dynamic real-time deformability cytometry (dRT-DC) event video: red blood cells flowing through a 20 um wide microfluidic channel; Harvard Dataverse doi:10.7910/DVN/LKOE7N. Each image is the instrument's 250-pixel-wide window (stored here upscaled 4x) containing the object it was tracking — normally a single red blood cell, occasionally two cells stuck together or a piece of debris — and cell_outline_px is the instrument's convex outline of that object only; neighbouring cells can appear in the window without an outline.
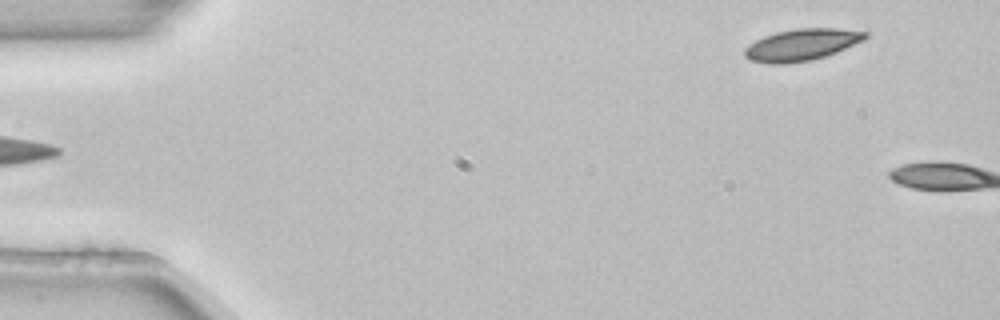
{"species": "common noctule bat (a hibernating species)", "species_latin": "Nyctalus noctula", "temperature_condition": "room temperature", "stored_images_in_passage": 4, "segment_of_instrument_passage": [2, 2], "camera_frame_rate_fps": 3000, "um_per_image_px": 0.085, "animal": {"sex": "female", "body_mass_g": 22.7, "forearm_length_mm": 54.2}, "frame": {"image": 1, "passage_image": 4, "time_ms": 1.0, "image_size_px": [1000, 320], "cell_outline_px": [[868, 36], [864, 40], [836, 52], [812, 60], [784, 64], [768, 64], [748, 60], [744, 56], [744, 48], [756, 40], [764, 36], [776, 32], [796, 28], [836, 28], [868, 32]], "centroid_in_image_um": [68.11, 3.81], "position_along_channel_um": 16.9, "area_um2": 22.37}}